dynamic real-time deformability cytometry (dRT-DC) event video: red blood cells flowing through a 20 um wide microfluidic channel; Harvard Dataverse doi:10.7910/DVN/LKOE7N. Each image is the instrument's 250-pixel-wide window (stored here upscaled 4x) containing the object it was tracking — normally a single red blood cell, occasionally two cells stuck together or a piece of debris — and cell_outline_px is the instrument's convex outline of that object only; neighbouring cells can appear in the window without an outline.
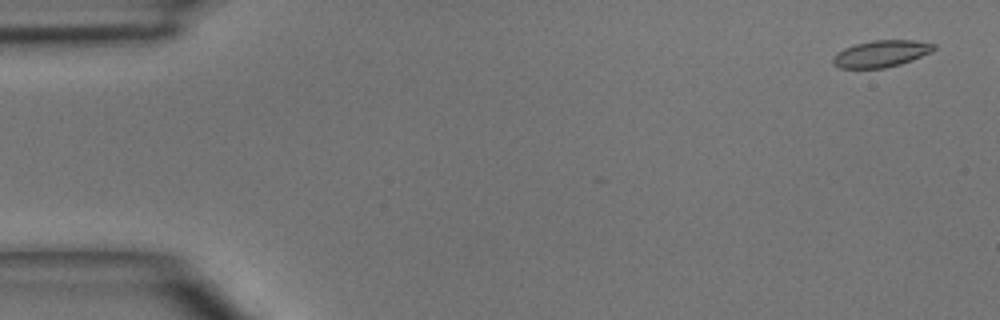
{"species": "common noctule bat (a hibernating species)", "species_latin": "Nyctalus noctula", "temperature_condition": "room temperature", "stored_images_in_passage": 6, "camera_frame_rate_fps": 3000, "um_per_image_px": 0.085, "animal": {"sex": "male", "body_mass_g": 15.6}, "frame": {"image": 1, "passage_image": 1, "time_ms": 0.0, "image_size_px": [1000, 320], "cell_outline_px": [[936, 48], [932, 52], [912, 60], [900, 64], [884, 68], [840, 68], [832, 64], [832, 60], [844, 48], [856, 44], [872, 40], [916, 40], [936, 44]], "centroid_in_image_um": [74.95, 4.56], "position_along_channel_um": 10.1, "area_um2": 15.66}}
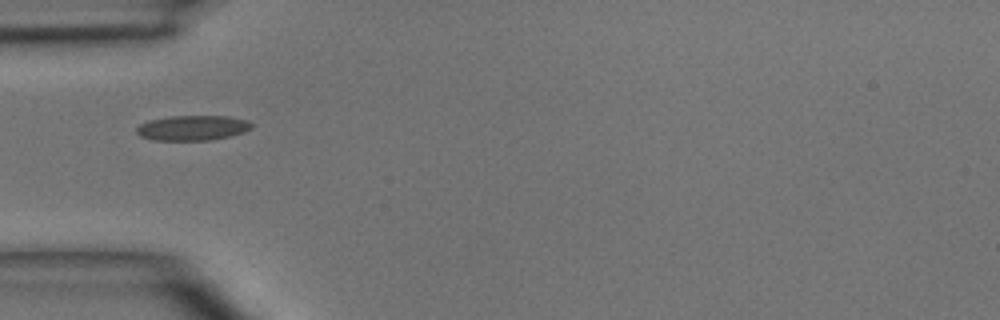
{"frame": {"image": 2, "passage_image": 4, "time_ms": 4.333, "image_size_px": [1000, 320], "cell_outline_px": [[252, 128], [244, 132], [232, 136], [212, 140], [152, 140], [140, 136], [136, 132], [136, 128], [140, 124], [148, 120], [168, 116], [228, 116], [248, 120], [252, 124]], "centroid_in_image_um": [16.37, 10.87], "position_along_channel_um": 68.6, "area_um2": 16.99}}